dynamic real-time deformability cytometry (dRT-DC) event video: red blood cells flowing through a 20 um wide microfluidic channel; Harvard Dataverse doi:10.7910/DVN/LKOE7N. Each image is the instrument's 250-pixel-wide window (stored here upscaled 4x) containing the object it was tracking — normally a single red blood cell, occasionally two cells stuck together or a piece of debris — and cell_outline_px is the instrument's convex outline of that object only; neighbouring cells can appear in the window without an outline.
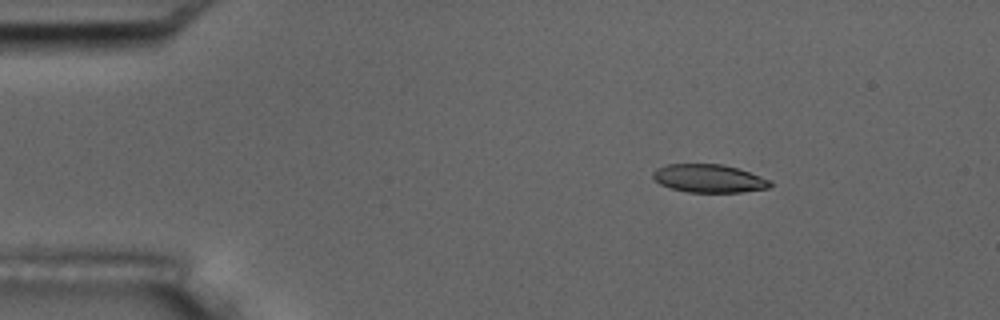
{"species": "common noctule bat (a hibernating species)", "species_latin": "Nyctalus noctula", "temperature_condition": "room temperature", "stored_images_in_passage": 6, "camera_frame_rate_fps": 3000, "um_per_image_px": 0.085, "animal": {"sex": "male", "body_mass_g": 17.5, "forearm_length_mm": 52.3}, "frame": {"image": 1, "passage_image": 3, "time_ms": 2.0, "image_size_px": [1000, 320], "cell_outline_px": [[772, 184], [768, 188], [740, 192], [688, 192], [672, 188], [660, 184], [652, 176], [652, 172], [656, 168], [668, 164], [724, 164], [772, 180]], "centroid_in_image_um": [60.25, 15.16], "position_along_channel_um": 24.7, "area_um2": 19.13}}
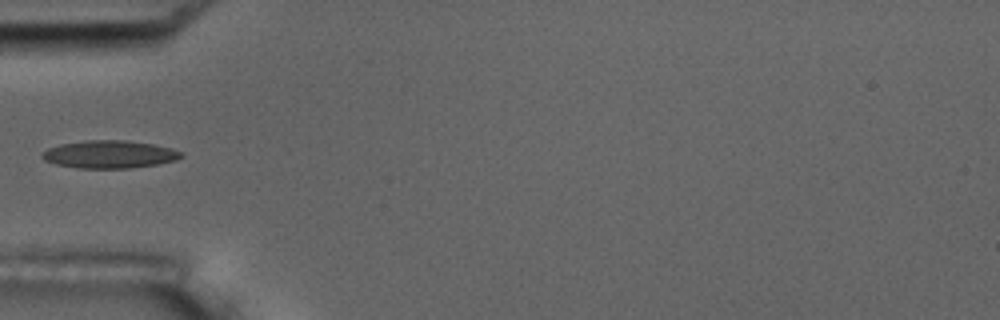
{"frame": {"image": 2, "passage_image": 6, "time_ms": 5.333, "image_size_px": [1000, 320], "cell_outline_px": [[184, 156], [176, 160], [156, 164], [128, 168], [76, 168], [56, 164], [44, 160], [40, 156], [40, 152], [48, 148], [60, 144], [84, 140], [124, 140], [152, 144], [172, 148], [184, 152]], "centroid_in_image_um": [9.28, 13.11], "position_along_channel_um": 75.7, "area_um2": 22.6}}